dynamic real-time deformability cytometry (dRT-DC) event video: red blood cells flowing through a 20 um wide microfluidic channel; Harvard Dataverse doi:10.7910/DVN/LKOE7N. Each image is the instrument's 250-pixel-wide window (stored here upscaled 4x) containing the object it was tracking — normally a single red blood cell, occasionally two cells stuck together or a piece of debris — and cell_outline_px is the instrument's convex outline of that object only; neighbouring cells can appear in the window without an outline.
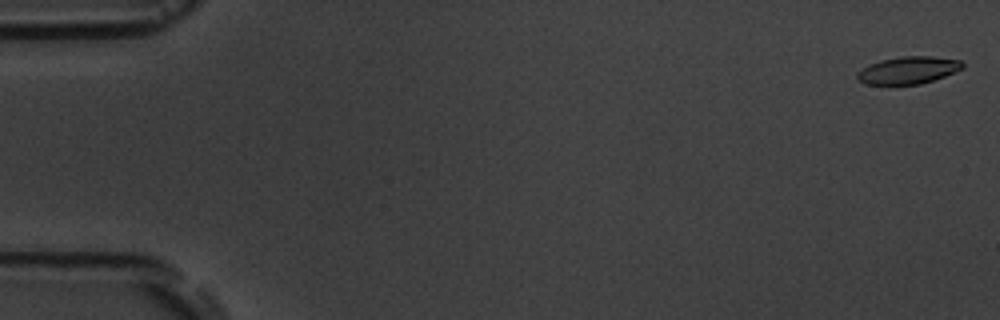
{"species": "common noctule bat (a hibernating species)", "species_latin": "Nyctalus noctula", "temperature_condition": "room temperature", "stored_images_in_passage": 6, "camera_frame_rate_fps": 3000, "um_per_image_px": 0.085, "animal": {"sex": "male", "body_mass_g": 19.5, "forearm_length_mm": 54.6}, "frame": {"image": 1, "passage_image": 1, "time_ms": 0.0, "image_size_px": [1000, 320], "cell_outline_px": [[964, 68], [944, 76], [920, 84], [864, 84], [856, 80], [856, 72], [880, 60], [900, 56], [932, 56], [960, 60], [964, 64]], "centroid_in_image_um": [77.19, 5.96], "position_along_channel_um": 7.8, "area_um2": 16.7}}